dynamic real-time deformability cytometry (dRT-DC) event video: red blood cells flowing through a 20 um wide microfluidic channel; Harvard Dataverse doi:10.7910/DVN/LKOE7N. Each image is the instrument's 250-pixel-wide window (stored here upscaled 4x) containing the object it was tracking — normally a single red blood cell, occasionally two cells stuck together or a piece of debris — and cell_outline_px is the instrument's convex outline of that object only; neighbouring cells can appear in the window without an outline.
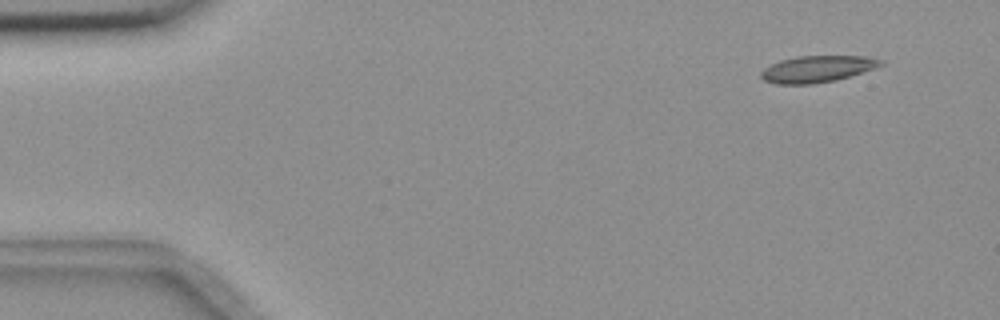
{"species": "common noctule bat (a hibernating species)", "species_latin": "Nyctalus noctula", "temperature_condition": "room temperature", "stored_images_in_passage": 4, "camera_frame_rate_fps": 3000, "um_per_image_px": 0.085, "animal": {"sex": "female", "body_mass_g": 18.4}, "frame": {"image": 1, "passage_image": 1, "time_ms": 0.0, "image_size_px": [1000, 320], "cell_outline_px": [[884, 64], [876, 68], [836, 80], [812, 84], [776, 84], [764, 80], [760, 76], [760, 72], [764, 68], [780, 60], [796, 56], [868, 56], [884, 60]], "centroid_in_image_um": [69.48, 5.86], "position_along_channel_um": 15.5, "area_um2": 18.67}}
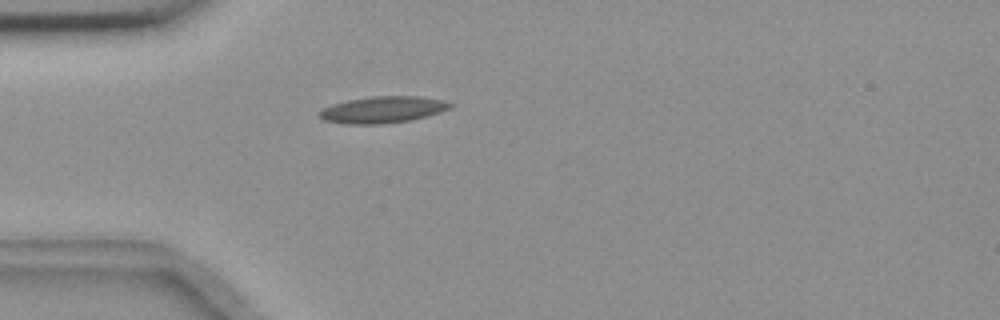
{"frame": {"image": 2, "passage_image": 4, "time_ms": 1.0, "image_size_px": [1000, 320], "cell_outline_px": [[452, 104], [448, 108], [440, 112], [412, 120], [380, 124], [344, 124], [324, 120], [316, 112], [332, 104], [348, 100], [372, 96], [420, 96], [444, 100]], "centroid_in_image_um": [32.5, 9.32], "position_along_channel_um": 52.5, "area_um2": 20.23}}